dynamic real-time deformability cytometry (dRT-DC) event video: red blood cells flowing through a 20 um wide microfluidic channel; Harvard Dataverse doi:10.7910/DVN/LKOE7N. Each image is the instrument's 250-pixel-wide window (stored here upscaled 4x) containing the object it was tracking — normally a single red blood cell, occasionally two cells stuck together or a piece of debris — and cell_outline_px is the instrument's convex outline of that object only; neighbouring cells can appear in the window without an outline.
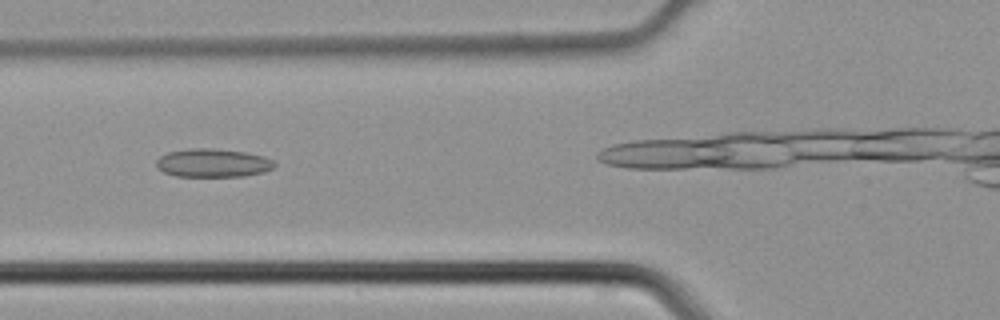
{"species": "common noctule bat (a hibernating species)", "species_latin": "Nyctalus noctula", "temperature_condition": "cold", "stored_images_in_passage": 23, "camera_frame_rate_fps": 3000, "um_per_image_px": 0.085, "animal": {"sex": "male", "body_mass_g": 21.5, "forearm_length_mm": 52.0}, "frame": {"image": 1, "passage_image": 7, "time_ms": 2.0, "image_size_px": [1000, 320], "cell_outline_px": [[276, 164], [272, 168], [264, 172], [244, 176], [176, 176], [164, 172], [156, 168], [156, 160], [160, 156], [168, 152], [188, 148], [212, 148], [244, 152], [264, 156], [272, 160]], "centroid_in_image_um": [18.07, 13.85], "position_along_channel_um": 107.7, "area_um2": 19.59}}
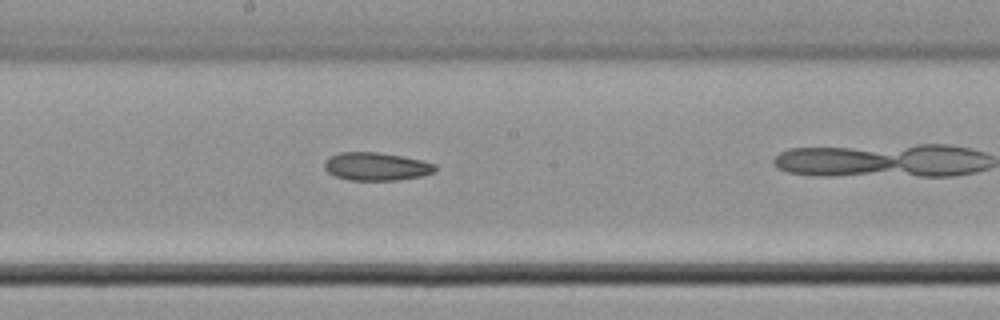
{"frame": {"image": 2, "passage_image": 14, "time_ms": 4.333, "image_size_px": [1000, 320], "cell_outline_px": [[436, 172], [424, 176], [396, 180], [348, 180], [336, 176], [328, 172], [324, 168], [324, 164], [328, 156], [340, 152], [380, 152], [404, 156], [436, 164]], "centroid_in_image_um": [32.0, 14.14], "position_along_channel_um": 216.2, "area_um2": 18.32}}